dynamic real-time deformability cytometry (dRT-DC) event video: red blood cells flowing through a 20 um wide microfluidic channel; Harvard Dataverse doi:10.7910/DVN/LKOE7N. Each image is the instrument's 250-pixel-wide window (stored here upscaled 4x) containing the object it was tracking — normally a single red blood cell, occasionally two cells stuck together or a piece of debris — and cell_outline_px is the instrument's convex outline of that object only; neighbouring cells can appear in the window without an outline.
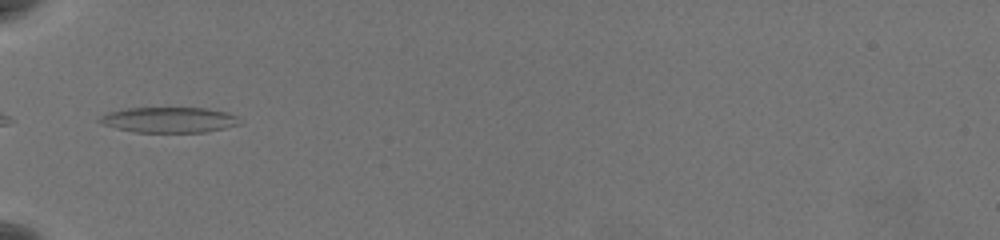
{"species": "common noctule bat (a hibernating species)", "species_latin": "Nyctalus noctula", "temperature_condition": "warm", "stored_images_in_passage": 37, "camera_frame_rate_fps": 3000, "um_per_image_px": 0.085, "animal": {"sex": "female", "body_mass_g": 19.5, "forearm_length_mm": 54.1}, "frame": {"image": 1, "passage_image": 1, "time_ms": 0.0, "image_size_px": [1000, 240], "cell_outline_px": [[244, 120], [240, 124], [224, 128], [204, 132], [136, 132], [116, 128], [100, 124], [96, 120], [100, 116], [108, 112], [128, 108], [208, 108], [228, 112]], "centroid_in_image_um": [14.38, 10.18], "position_along_channel_um": 70.6, "area_um2": 20.98}}
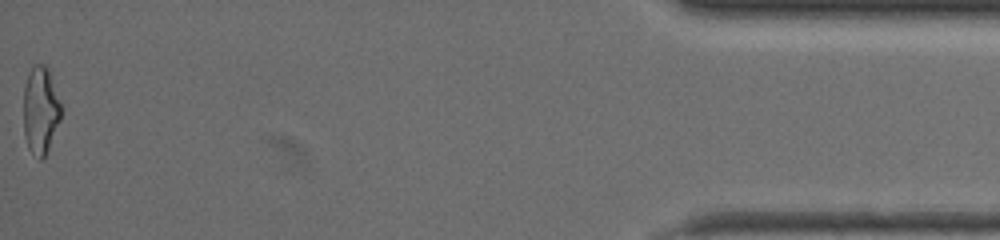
{"frame": {"image": 2, "passage_image": 37, "time_ms": 12.0, "image_size_px": [1000, 240], "cell_outline_px": [[60, 120], [48, 148], [44, 156], [40, 160], [28, 148], [24, 132], [24, 88], [28, 72], [32, 64], [44, 64], [48, 68], [60, 104]], "centroid_in_image_um": [3.42, 9.33], "position_along_channel_um": 431.8, "area_um2": 18.79}, "authors_computed_cell_mechanics": {"area_um2": 19.3052, "velocity_mm_per_s": 3.6969, "shape_relaxation_time_tau1_ms": null, "shape_relaxation_time_tau2_ms": 1.8954, "deformation_change_tau1": null, "deformation_change_tau2": 0.1195}}